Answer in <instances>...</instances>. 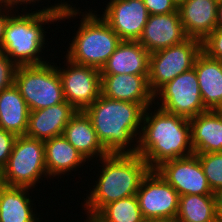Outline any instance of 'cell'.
<instances>
[{"label":"cell","instance_id":"cell-1","mask_svg":"<svg viewBox=\"0 0 222 222\" xmlns=\"http://www.w3.org/2000/svg\"><path fill=\"white\" fill-rule=\"evenodd\" d=\"M54 3L51 5L48 3L47 7L43 6L35 11H14L8 18L0 51L17 66L40 65L49 62L51 58H59L56 56L57 53L54 55L51 52L49 60L44 55L45 47H47L46 52H49L50 43H47L49 38L46 35L50 34L47 32L49 24L58 23L59 16L65 10L80 9V7L77 8L76 4L69 3L68 0H60L58 3L54 1Z\"/></svg>","mask_w":222,"mask_h":222},{"label":"cell","instance_id":"cell-2","mask_svg":"<svg viewBox=\"0 0 222 222\" xmlns=\"http://www.w3.org/2000/svg\"><path fill=\"white\" fill-rule=\"evenodd\" d=\"M136 154L147 162L150 170L166 161L194 154L190 120L149 106L144 110Z\"/></svg>","mask_w":222,"mask_h":222},{"label":"cell","instance_id":"cell-3","mask_svg":"<svg viewBox=\"0 0 222 222\" xmlns=\"http://www.w3.org/2000/svg\"><path fill=\"white\" fill-rule=\"evenodd\" d=\"M95 163L98 173L93 176L95 181H91L89 191L85 190L86 198L82 197L84 200L80 209L88 218H93L111 202L136 195L142 178L150 170L147 162L137 154L112 153Z\"/></svg>","mask_w":222,"mask_h":222},{"label":"cell","instance_id":"cell-4","mask_svg":"<svg viewBox=\"0 0 222 222\" xmlns=\"http://www.w3.org/2000/svg\"><path fill=\"white\" fill-rule=\"evenodd\" d=\"M144 110L138 103L112 100L100 95L84 111L109 154H136Z\"/></svg>","mask_w":222,"mask_h":222},{"label":"cell","instance_id":"cell-5","mask_svg":"<svg viewBox=\"0 0 222 222\" xmlns=\"http://www.w3.org/2000/svg\"><path fill=\"white\" fill-rule=\"evenodd\" d=\"M75 18H81L78 21L80 23L78 28L77 25L73 26L75 28L72 32L75 34L69 39V44L66 46L68 48L65 47L67 51L63 52V54L66 52L64 57L73 63L101 70L122 40L100 17L96 8L65 10L59 16L58 22Z\"/></svg>","mask_w":222,"mask_h":222},{"label":"cell","instance_id":"cell-6","mask_svg":"<svg viewBox=\"0 0 222 222\" xmlns=\"http://www.w3.org/2000/svg\"><path fill=\"white\" fill-rule=\"evenodd\" d=\"M51 180L45 164L44 141L25 135L17 136L8 163L0 172V183L35 190L38 184Z\"/></svg>","mask_w":222,"mask_h":222},{"label":"cell","instance_id":"cell-7","mask_svg":"<svg viewBox=\"0 0 222 222\" xmlns=\"http://www.w3.org/2000/svg\"><path fill=\"white\" fill-rule=\"evenodd\" d=\"M18 66L14 85L30 111L45 109L65 101L56 63Z\"/></svg>","mask_w":222,"mask_h":222},{"label":"cell","instance_id":"cell-8","mask_svg":"<svg viewBox=\"0 0 222 222\" xmlns=\"http://www.w3.org/2000/svg\"><path fill=\"white\" fill-rule=\"evenodd\" d=\"M202 41L188 38L184 42L158 50L149 55L148 83L153 94L181 73L191 70Z\"/></svg>","mask_w":222,"mask_h":222},{"label":"cell","instance_id":"cell-9","mask_svg":"<svg viewBox=\"0 0 222 222\" xmlns=\"http://www.w3.org/2000/svg\"><path fill=\"white\" fill-rule=\"evenodd\" d=\"M154 105L188 119L206 111L195 69L181 73L162 86L154 94Z\"/></svg>","mask_w":222,"mask_h":222},{"label":"cell","instance_id":"cell-10","mask_svg":"<svg viewBox=\"0 0 222 222\" xmlns=\"http://www.w3.org/2000/svg\"><path fill=\"white\" fill-rule=\"evenodd\" d=\"M58 70L64 99L77 111H84L101 95V74L95 67L73 63L68 58H61ZM62 67H61V66Z\"/></svg>","mask_w":222,"mask_h":222},{"label":"cell","instance_id":"cell-11","mask_svg":"<svg viewBox=\"0 0 222 222\" xmlns=\"http://www.w3.org/2000/svg\"><path fill=\"white\" fill-rule=\"evenodd\" d=\"M136 196L143 217L176 220L179 194L156 170L142 178Z\"/></svg>","mask_w":222,"mask_h":222},{"label":"cell","instance_id":"cell-12","mask_svg":"<svg viewBox=\"0 0 222 222\" xmlns=\"http://www.w3.org/2000/svg\"><path fill=\"white\" fill-rule=\"evenodd\" d=\"M155 170L175 188L179 196L215 195L196 154L166 161Z\"/></svg>","mask_w":222,"mask_h":222},{"label":"cell","instance_id":"cell-13","mask_svg":"<svg viewBox=\"0 0 222 222\" xmlns=\"http://www.w3.org/2000/svg\"><path fill=\"white\" fill-rule=\"evenodd\" d=\"M100 17L112 28L122 41H138L149 13L143 0L105 1ZM108 2V3H107Z\"/></svg>","mask_w":222,"mask_h":222},{"label":"cell","instance_id":"cell-14","mask_svg":"<svg viewBox=\"0 0 222 222\" xmlns=\"http://www.w3.org/2000/svg\"><path fill=\"white\" fill-rule=\"evenodd\" d=\"M179 12L149 15L138 42L151 54L187 40Z\"/></svg>","mask_w":222,"mask_h":222},{"label":"cell","instance_id":"cell-15","mask_svg":"<svg viewBox=\"0 0 222 222\" xmlns=\"http://www.w3.org/2000/svg\"><path fill=\"white\" fill-rule=\"evenodd\" d=\"M149 75H101V95L112 100L140 104L144 109L154 104Z\"/></svg>","mask_w":222,"mask_h":222},{"label":"cell","instance_id":"cell-16","mask_svg":"<svg viewBox=\"0 0 222 222\" xmlns=\"http://www.w3.org/2000/svg\"><path fill=\"white\" fill-rule=\"evenodd\" d=\"M44 145L46 170L52 181L54 180L53 178L59 179L60 177L61 179L70 174L74 177L72 174L76 175V173L72 172L78 170H82L83 174V168L90 167L88 165L90 163L63 135L44 141Z\"/></svg>","mask_w":222,"mask_h":222},{"label":"cell","instance_id":"cell-17","mask_svg":"<svg viewBox=\"0 0 222 222\" xmlns=\"http://www.w3.org/2000/svg\"><path fill=\"white\" fill-rule=\"evenodd\" d=\"M77 110L66 101L30 111L25 136L41 141L63 135L64 129Z\"/></svg>","mask_w":222,"mask_h":222},{"label":"cell","instance_id":"cell-18","mask_svg":"<svg viewBox=\"0 0 222 222\" xmlns=\"http://www.w3.org/2000/svg\"><path fill=\"white\" fill-rule=\"evenodd\" d=\"M219 0H185L178 6L180 20L189 38L203 41L217 28Z\"/></svg>","mask_w":222,"mask_h":222},{"label":"cell","instance_id":"cell-19","mask_svg":"<svg viewBox=\"0 0 222 222\" xmlns=\"http://www.w3.org/2000/svg\"><path fill=\"white\" fill-rule=\"evenodd\" d=\"M34 191L0 184V222H42L44 218L36 211L37 205L34 204L37 199L32 195Z\"/></svg>","mask_w":222,"mask_h":222},{"label":"cell","instance_id":"cell-20","mask_svg":"<svg viewBox=\"0 0 222 222\" xmlns=\"http://www.w3.org/2000/svg\"><path fill=\"white\" fill-rule=\"evenodd\" d=\"M63 136L94 165L95 161L108 155L97 133L93 128L92 121L85 111H77L64 129Z\"/></svg>","mask_w":222,"mask_h":222},{"label":"cell","instance_id":"cell-21","mask_svg":"<svg viewBox=\"0 0 222 222\" xmlns=\"http://www.w3.org/2000/svg\"><path fill=\"white\" fill-rule=\"evenodd\" d=\"M149 55L138 41H121L100 70V74L149 75Z\"/></svg>","mask_w":222,"mask_h":222},{"label":"cell","instance_id":"cell-22","mask_svg":"<svg viewBox=\"0 0 222 222\" xmlns=\"http://www.w3.org/2000/svg\"><path fill=\"white\" fill-rule=\"evenodd\" d=\"M189 120L194 154L222 152V115L218 110H206Z\"/></svg>","mask_w":222,"mask_h":222},{"label":"cell","instance_id":"cell-23","mask_svg":"<svg viewBox=\"0 0 222 222\" xmlns=\"http://www.w3.org/2000/svg\"><path fill=\"white\" fill-rule=\"evenodd\" d=\"M204 107L218 110L222 106V62L201 51L194 62Z\"/></svg>","mask_w":222,"mask_h":222},{"label":"cell","instance_id":"cell-24","mask_svg":"<svg viewBox=\"0 0 222 222\" xmlns=\"http://www.w3.org/2000/svg\"><path fill=\"white\" fill-rule=\"evenodd\" d=\"M29 113V107L15 85L0 92V128L17 136L25 135Z\"/></svg>","mask_w":222,"mask_h":222},{"label":"cell","instance_id":"cell-25","mask_svg":"<svg viewBox=\"0 0 222 222\" xmlns=\"http://www.w3.org/2000/svg\"><path fill=\"white\" fill-rule=\"evenodd\" d=\"M215 195L179 196L175 222H216Z\"/></svg>","mask_w":222,"mask_h":222},{"label":"cell","instance_id":"cell-26","mask_svg":"<svg viewBox=\"0 0 222 222\" xmlns=\"http://www.w3.org/2000/svg\"><path fill=\"white\" fill-rule=\"evenodd\" d=\"M142 218L136 195L105 205L93 217L96 222H140Z\"/></svg>","mask_w":222,"mask_h":222},{"label":"cell","instance_id":"cell-27","mask_svg":"<svg viewBox=\"0 0 222 222\" xmlns=\"http://www.w3.org/2000/svg\"><path fill=\"white\" fill-rule=\"evenodd\" d=\"M200 164L212 191L222 188V152L198 153Z\"/></svg>","mask_w":222,"mask_h":222},{"label":"cell","instance_id":"cell-28","mask_svg":"<svg viewBox=\"0 0 222 222\" xmlns=\"http://www.w3.org/2000/svg\"><path fill=\"white\" fill-rule=\"evenodd\" d=\"M202 51L222 62V28H216L202 41Z\"/></svg>","mask_w":222,"mask_h":222},{"label":"cell","instance_id":"cell-29","mask_svg":"<svg viewBox=\"0 0 222 222\" xmlns=\"http://www.w3.org/2000/svg\"><path fill=\"white\" fill-rule=\"evenodd\" d=\"M17 65L0 51V92L14 85Z\"/></svg>","mask_w":222,"mask_h":222},{"label":"cell","instance_id":"cell-30","mask_svg":"<svg viewBox=\"0 0 222 222\" xmlns=\"http://www.w3.org/2000/svg\"><path fill=\"white\" fill-rule=\"evenodd\" d=\"M17 135L0 128V172L8 163Z\"/></svg>","mask_w":222,"mask_h":222},{"label":"cell","instance_id":"cell-31","mask_svg":"<svg viewBox=\"0 0 222 222\" xmlns=\"http://www.w3.org/2000/svg\"><path fill=\"white\" fill-rule=\"evenodd\" d=\"M150 15L178 12V6L173 0H143Z\"/></svg>","mask_w":222,"mask_h":222},{"label":"cell","instance_id":"cell-32","mask_svg":"<svg viewBox=\"0 0 222 222\" xmlns=\"http://www.w3.org/2000/svg\"><path fill=\"white\" fill-rule=\"evenodd\" d=\"M39 1L42 4V2H44V1L45 2L47 1L50 3L51 0H43V1L42 0H3V2L0 5H4L14 11H20V9H22V11H28V7H29V11H32V9H33V11H35L34 9H37V8H35V5L36 6L38 5L39 7L44 5V4L39 5V3H40ZM28 4L29 5L31 4L32 5L31 7H33V6L34 7L30 9V6Z\"/></svg>","mask_w":222,"mask_h":222},{"label":"cell","instance_id":"cell-33","mask_svg":"<svg viewBox=\"0 0 222 222\" xmlns=\"http://www.w3.org/2000/svg\"><path fill=\"white\" fill-rule=\"evenodd\" d=\"M14 12L10 8L0 5V49L4 37V28L10 15Z\"/></svg>","mask_w":222,"mask_h":222},{"label":"cell","instance_id":"cell-34","mask_svg":"<svg viewBox=\"0 0 222 222\" xmlns=\"http://www.w3.org/2000/svg\"><path fill=\"white\" fill-rule=\"evenodd\" d=\"M217 28H222V0H219L217 7Z\"/></svg>","mask_w":222,"mask_h":222},{"label":"cell","instance_id":"cell-35","mask_svg":"<svg viewBox=\"0 0 222 222\" xmlns=\"http://www.w3.org/2000/svg\"><path fill=\"white\" fill-rule=\"evenodd\" d=\"M140 222H175V220L164 219V218H147V217H143Z\"/></svg>","mask_w":222,"mask_h":222},{"label":"cell","instance_id":"cell-36","mask_svg":"<svg viewBox=\"0 0 222 222\" xmlns=\"http://www.w3.org/2000/svg\"><path fill=\"white\" fill-rule=\"evenodd\" d=\"M216 207H222V188H220L216 193Z\"/></svg>","mask_w":222,"mask_h":222},{"label":"cell","instance_id":"cell-37","mask_svg":"<svg viewBox=\"0 0 222 222\" xmlns=\"http://www.w3.org/2000/svg\"><path fill=\"white\" fill-rule=\"evenodd\" d=\"M216 222H222V207H216Z\"/></svg>","mask_w":222,"mask_h":222},{"label":"cell","instance_id":"cell-38","mask_svg":"<svg viewBox=\"0 0 222 222\" xmlns=\"http://www.w3.org/2000/svg\"><path fill=\"white\" fill-rule=\"evenodd\" d=\"M86 219H84V221H78L77 222H96L93 218H88L85 216Z\"/></svg>","mask_w":222,"mask_h":222},{"label":"cell","instance_id":"cell-39","mask_svg":"<svg viewBox=\"0 0 222 222\" xmlns=\"http://www.w3.org/2000/svg\"><path fill=\"white\" fill-rule=\"evenodd\" d=\"M177 6H179L181 3H183L185 0H173Z\"/></svg>","mask_w":222,"mask_h":222},{"label":"cell","instance_id":"cell-40","mask_svg":"<svg viewBox=\"0 0 222 222\" xmlns=\"http://www.w3.org/2000/svg\"><path fill=\"white\" fill-rule=\"evenodd\" d=\"M218 111L221 113L222 115V106L218 109Z\"/></svg>","mask_w":222,"mask_h":222}]
</instances>
